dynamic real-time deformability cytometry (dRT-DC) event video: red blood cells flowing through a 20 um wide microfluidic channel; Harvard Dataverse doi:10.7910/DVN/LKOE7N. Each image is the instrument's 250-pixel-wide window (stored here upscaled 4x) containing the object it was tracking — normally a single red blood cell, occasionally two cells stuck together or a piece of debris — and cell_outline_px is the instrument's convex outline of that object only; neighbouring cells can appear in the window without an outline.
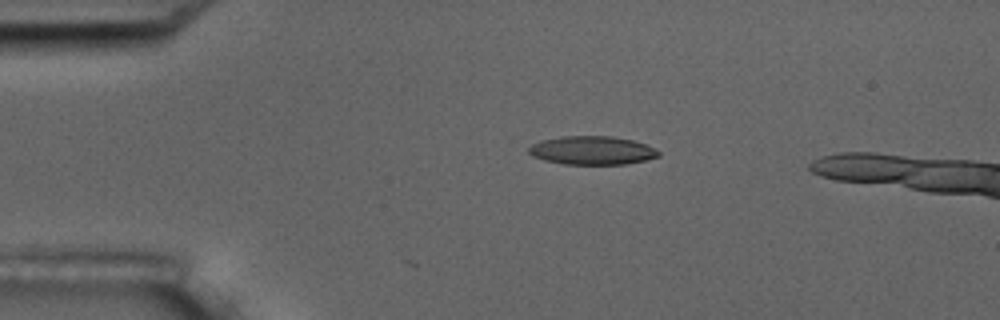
{"species": "common noctule bat (a hibernating species)", "species_latin": "Nyctalus noctula", "temperature_condition": "room temperature", "stored_images_in_passage": 3, "camera_frame_rate_fps": 3000, "um_per_image_px": 0.085, "animal": {"sex": "male", "body_mass_g": 17.5, "forearm_length_mm": 52.3}, "frame": {"image": 1, "passage_image": 2, "time_ms": 1.0, "image_size_px": [1000, 320], "cell_outline_px": [[660, 156], [644, 160], [624, 164], [564, 164], [544, 160], [532, 156], [528, 152], [528, 148], [532, 144], [540, 140], [560, 136], [612, 136], [632, 140], [644, 144], [660, 152]], "centroid_in_image_um": [50.28, 12.78], "position_along_channel_um": 34.7, "area_um2": 21.5}}